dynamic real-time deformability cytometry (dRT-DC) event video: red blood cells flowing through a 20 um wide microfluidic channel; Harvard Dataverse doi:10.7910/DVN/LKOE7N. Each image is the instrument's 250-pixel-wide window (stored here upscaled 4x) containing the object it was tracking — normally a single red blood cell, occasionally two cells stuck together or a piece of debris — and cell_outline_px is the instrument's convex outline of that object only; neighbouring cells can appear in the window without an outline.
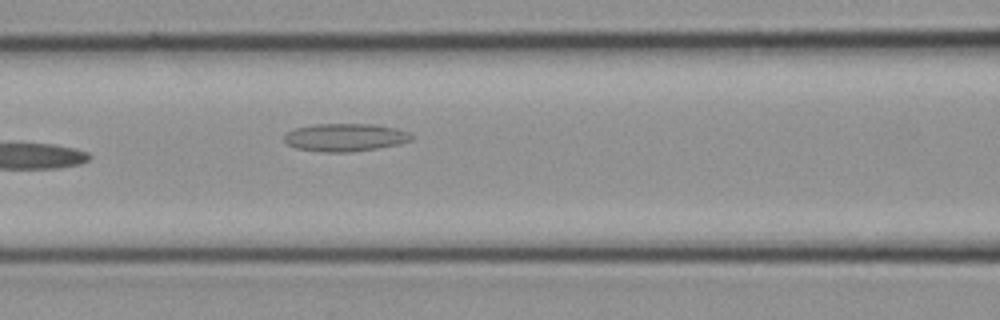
{"species": "common noctule bat (a hibernating species)", "species_latin": "Nyctalus noctula", "temperature_condition": "cold", "stored_images_in_passage": 11, "camera_frame_rate_fps": 3000, "um_per_image_px": 0.085, "animal": {"sex": "female", "body_mass_g": 21.9}, "frame": {"image": 1, "passage_image": 11, "time_ms": 3.333, "image_size_px": [1000, 320], "cell_outline_px": [[412, 140], [396, 144], [376, 148], [352, 152], [324, 152], [296, 148], [288, 144], [284, 140], [284, 136], [288, 132], [296, 128], [316, 124], [372, 124], [396, 128], [408, 132], [412, 136]], "centroid_in_image_um": [29.33, 11.68], "position_along_channel_um": 137.3, "area_um2": 20.4}}